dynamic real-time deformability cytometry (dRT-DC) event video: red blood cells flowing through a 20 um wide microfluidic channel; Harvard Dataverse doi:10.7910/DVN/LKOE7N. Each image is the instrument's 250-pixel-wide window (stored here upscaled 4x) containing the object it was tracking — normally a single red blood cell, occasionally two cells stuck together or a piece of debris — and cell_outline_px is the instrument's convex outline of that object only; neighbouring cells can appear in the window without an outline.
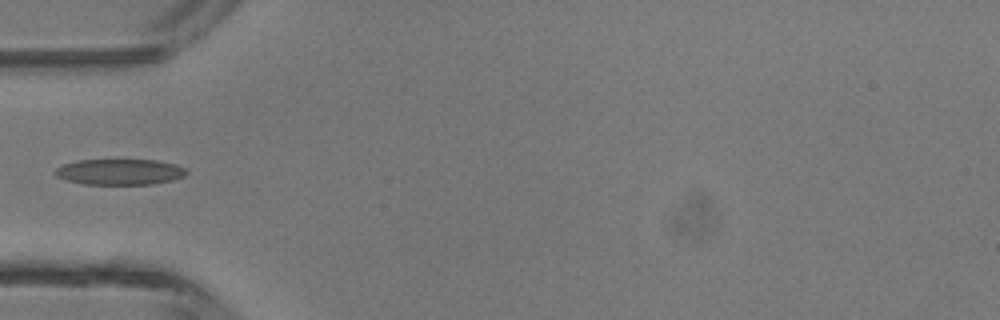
{"species": "common noctule bat (a hibernating species)", "species_latin": "Nyctalus noctula", "temperature_condition": "room temperature", "stored_images_in_passage": 5, "camera_frame_rate_fps": 3000, "um_per_image_px": 0.085, "animal": {"sex": "male", "body_mass_g": 13.3}, "frame": {"image": 1, "passage_image": 5, "time_ms": 1.333, "image_size_px": [1000, 320], "cell_outline_px": [[188, 172], [184, 176], [172, 180], [152, 184], [84, 184], [68, 180], [56, 176], [52, 172], [56, 168], [64, 164], [76, 160], [156, 160], [176, 164], [184, 168]], "centroid_in_image_um": [10.17, 14.6], "position_along_channel_um": 74.8, "area_um2": 19.71}}